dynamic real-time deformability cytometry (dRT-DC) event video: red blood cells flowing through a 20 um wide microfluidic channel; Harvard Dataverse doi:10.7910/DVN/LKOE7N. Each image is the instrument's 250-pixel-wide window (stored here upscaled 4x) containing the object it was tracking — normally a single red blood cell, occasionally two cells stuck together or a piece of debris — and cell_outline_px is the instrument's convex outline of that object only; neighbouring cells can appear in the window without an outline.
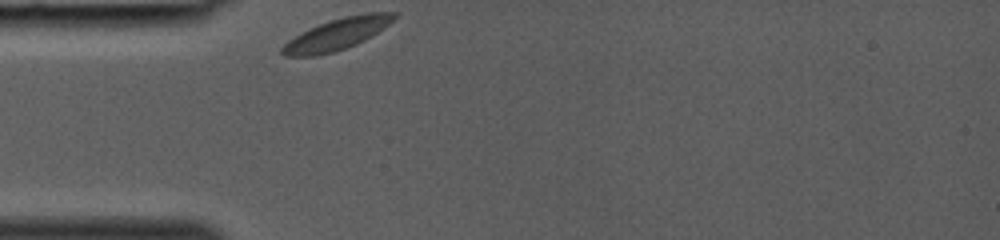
{"species": "common noctule bat (a hibernating species)", "species_latin": "Nyctalus noctula", "temperature_condition": "room temperature", "stored_images_in_passage": 24, "camera_frame_rate_fps": 3000, "um_per_image_px": 0.085, "animal": {"sex": "female", "body_mass_g": 19.0, "forearm_length_mm": 53.3}, "frame": {"image": 1, "passage_image": 1, "time_ms": 0.0, "image_size_px": [1000, 240], "cell_outline_px": [[396, 16], [384, 28], [364, 40], [356, 44], [332, 52], [316, 56], [284, 56], [280, 52], [280, 48], [288, 40], [300, 32], [308, 28], [344, 16], [364, 12], [396, 12]], "centroid_in_image_um": [28.61, 2.9], "position_along_channel_um": 56.4, "area_um2": 20.4}}
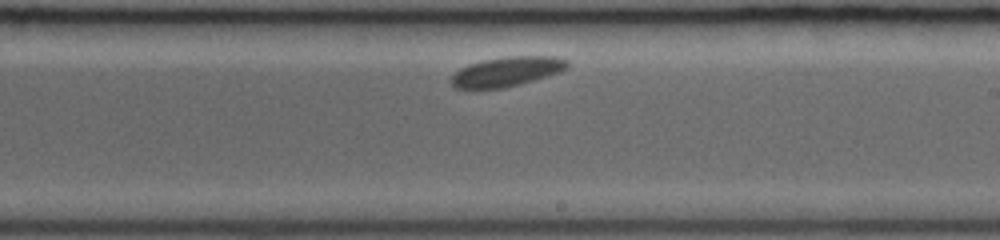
{"frame": {"image": 2, "passage_image": 14, "time_ms": 4.333, "image_size_px": [1000, 240], "cell_outline_px": [[568, 64], [560, 72], [520, 84], [504, 88], [456, 88], [448, 80], [460, 68], [468, 64], [484, 60], [504, 56], [556, 56], [568, 60]], "centroid_in_image_um": [43.06, 6.07], "position_along_channel_um": 245.9, "area_um2": 19.94}}
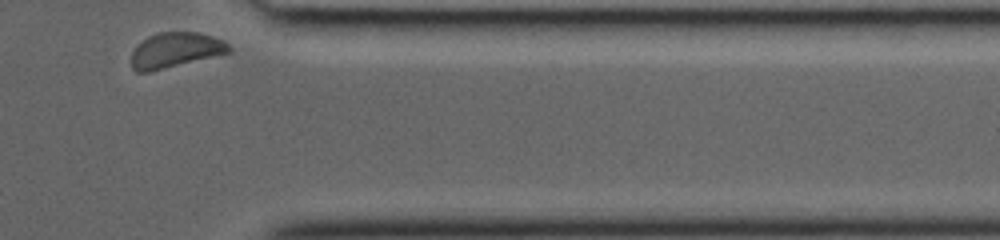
{"frame": {"image": 3, "passage_image": 24, "time_ms": 7.667, "image_size_px": [1000, 240], "cell_outline_px": [[232, 52], [148, 72], [136, 72], [132, 68], [132, 52], [148, 36], [156, 32], [200, 32], [224, 40], [232, 48]], "centroid_in_image_um": [14.95, 4.25], "position_along_channel_um": 396.5, "area_um2": 19.88}}